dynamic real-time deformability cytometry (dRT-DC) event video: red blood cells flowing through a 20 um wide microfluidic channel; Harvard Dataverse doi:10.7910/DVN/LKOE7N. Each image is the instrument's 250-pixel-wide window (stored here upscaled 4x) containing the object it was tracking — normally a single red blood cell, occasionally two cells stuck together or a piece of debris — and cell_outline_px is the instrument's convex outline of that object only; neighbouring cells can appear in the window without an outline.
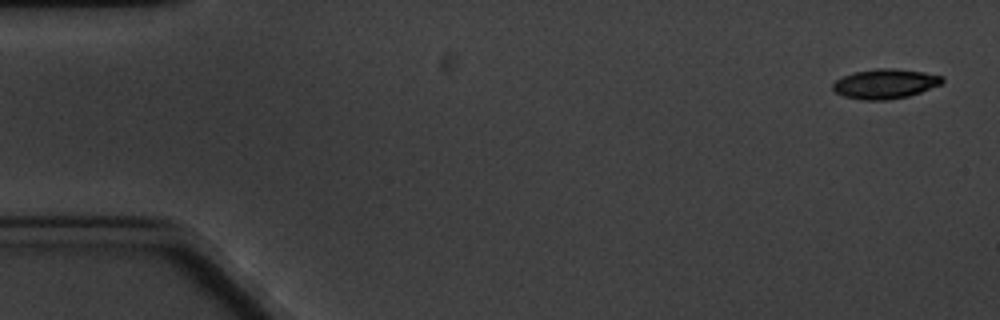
{"species": "common noctule bat (a hibernating species)", "species_latin": "Nyctalus noctula", "temperature_condition": "cold", "stored_images_in_passage": 7, "camera_frame_rate_fps": 3000, "um_per_image_px": 0.085, "animal": {"sex": "male", "body_mass_g": 20.1, "forearm_length_mm": 53.5}, "frame": {"image": 1, "passage_image": 1, "time_ms": 0.0, "image_size_px": [1000, 320], "cell_outline_px": [[944, 84], [908, 96], [888, 100], [864, 100], [844, 96], [836, 92], [832, 88], [832, 84], [836, 80], [844, 76], [856, 72], [876, 68], [892, 68], [924, 72], [944, 76]], "centroid_in_image_um": [75.28, 7.12], "position_along_channel_um": 9.7, "area_um2": 18.96}}
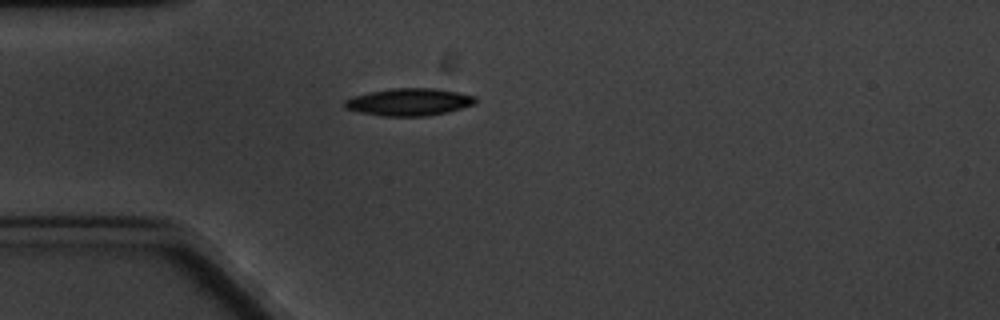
{"frame": {"image": 2, "passage_image": 5, "time_ms": 4.667, "image_size_px": [1000, 320], "cell_outline_px": [[476, 104], [448, 112], [424, 116], [380, 116], [360, 112], [344, 108], [344, 100], [352, 96], [368, 92], [392, 88], [436, 88], [476, 96]], "centroid_in_image_um": [34.76, 8.67], "position_along_channel_um": 50.2, "area_um2": 20.98}}